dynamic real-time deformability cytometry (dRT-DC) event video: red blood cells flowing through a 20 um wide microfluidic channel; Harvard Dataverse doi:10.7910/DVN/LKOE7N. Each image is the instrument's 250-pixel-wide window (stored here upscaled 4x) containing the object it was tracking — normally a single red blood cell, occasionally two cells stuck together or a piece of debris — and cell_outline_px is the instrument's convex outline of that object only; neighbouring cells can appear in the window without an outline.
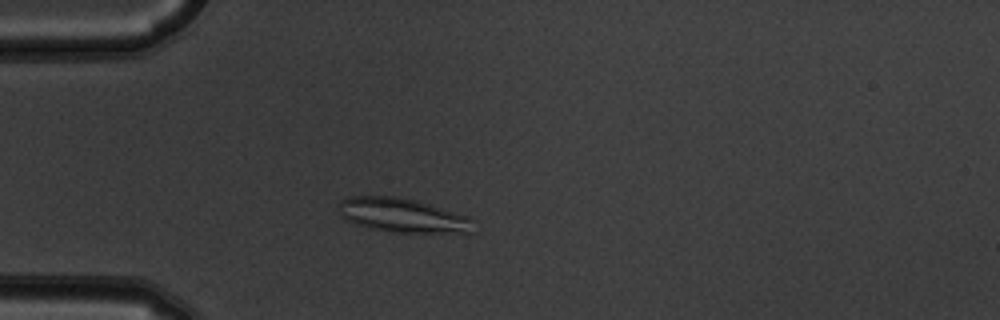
{"species": "common noctule bat (a hibernating species)", "species_latin": "Nyctalus noctula", "temperature_condition": "warm", "stored_images_in_passage": 4, "camera_frame_rate_fps": 3000, "um_per_image_px": 0.085, "animal": {"sex": "male", "body_mass_g": 19.5, "forearm_length_mm": 54.6}, "frame": {"image": 1, "passage_image": 4, "time_ms": 1.0, "image_size_px": [1000, 320], "cell_outline_px": [[476, 232], [388, 232], [368, 228], [348, 220], [340, 216], [336, 208], [340, 200], [352, 196], [396, 196], [416, 200], [468, 216], [472, 220]], "centroid_in_image_um": [34.17, 18.3], "position_along_channel_um": 50.8, "area_um2": 26.88}}